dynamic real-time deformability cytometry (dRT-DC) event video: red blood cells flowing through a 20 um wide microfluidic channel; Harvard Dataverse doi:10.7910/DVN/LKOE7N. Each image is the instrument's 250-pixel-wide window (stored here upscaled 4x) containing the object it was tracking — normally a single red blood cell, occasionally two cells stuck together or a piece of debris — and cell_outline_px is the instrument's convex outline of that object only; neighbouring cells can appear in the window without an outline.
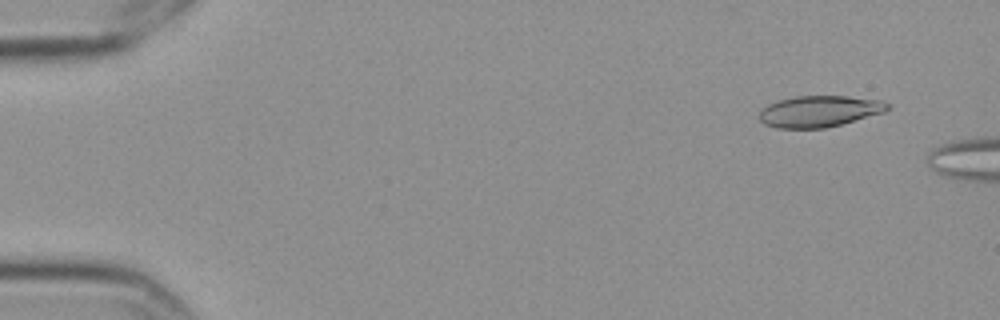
{"species": "Egyptian fruit bat (a non-hibernating species)", "species_latin": "Rousettus aegyptiacus", "temperature_condition": "cold", "stored_images_in_passage": 3, "camera_frame_rate_fps": 3000, "um_per_image_px": 0.085, "frame": {"image": 1, "passage_image": 1, "time_ms": 0.0, "image_size_px": [1000, 320], "cell_outline_px": [[892, 104], [884, 112], [840, 124], [824, 128], [776, 128], [764, 124], [756, 116], [768, 104], [776, 100], [796, 96], [848, 96], [880, 100]], "centroid_in_image_um": [69.61, 9.45], "position_along_channel_um": 15.4, "area_um2": 23.41}}